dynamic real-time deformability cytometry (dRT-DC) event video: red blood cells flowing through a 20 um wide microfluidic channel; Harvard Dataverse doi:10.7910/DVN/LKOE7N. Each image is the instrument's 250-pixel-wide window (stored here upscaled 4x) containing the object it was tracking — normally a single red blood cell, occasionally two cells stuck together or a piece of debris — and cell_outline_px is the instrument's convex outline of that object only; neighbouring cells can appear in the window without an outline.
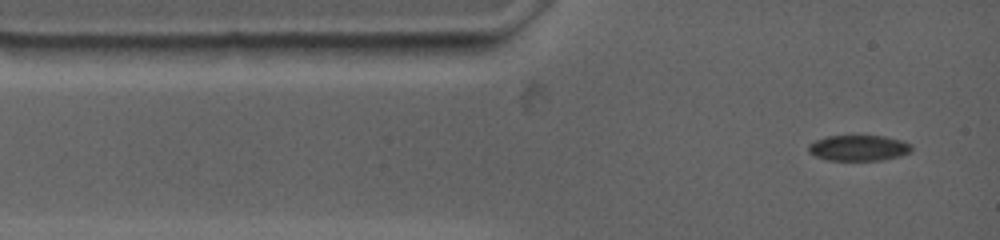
{"species": "common noctule bat (a hibernating species)", "species_latin": "Nyctalus noctula", "temperature_condition": "warm", "stored_images_in_passage": 5, "camera_frame_rate_fps": 4500, "um_per_image_px": 0.085, "animal": {"sex": "female", "body_mass_g": 19.0, "forearm_length_mm": 53.3}, "frame": {"image": 1, "passage_image": 1, "time_ms": 0.0, "image_size_px": [1000, 240], "cell_outline_px": [[912, 152], [900, 156], [880, 160], [828, 160], [816, 156], [808, 152], [808, 144], [816, 140], [828, 136], [884, 136], [904, 140], [912, 144]], "centroid_in_image_um": [73.02, 12.57], "position_along_channel_um": 12.0, "area_um2": 15.55}}
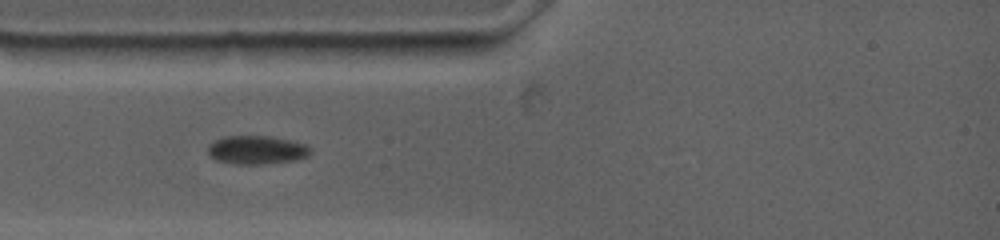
{"frame": {"image": 2, "passage_image": 4, "time_ms": 2.222, "image_size_px": [1000, 240], "cell_outline_px": [[312, 152], [308, 156], [296, 160], [260, 164], [236, 164], [216, 160], [208, 152], [208, 144], [224, 136], [272, 136], [292, 140], [304, 144]], "centroid_in_image_um": [21.82, 12.73], "position_along_channel_um": 63.2, "area_um2": 16.99}}
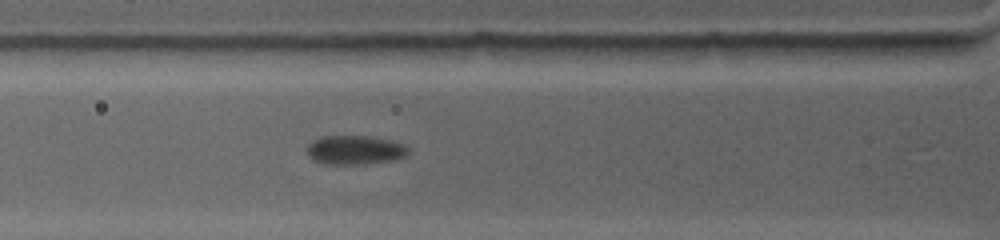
{"frame": {"image": 3, "passage_image": 5, "time_ms": 3.111, "image_size_px": [1000, 240], "cell_outline_px": [[408, 152], [404, 156], [392, 160], [364, 164], [328, 164], [312, 160], [308, 156], [308, 144], [312, 140], [320, 136], [368, 136], [392, 140], [404, 144], [408, 148]], "centroid_in_image_um": [30.14, 12.74], "position_along_channel_um": 95.7, "area_um2": 17.17}}